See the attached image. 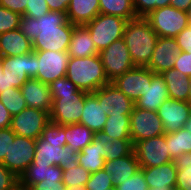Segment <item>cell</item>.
<instances>
[{
	"mask_svg": "<svg viewBox=\"0 0 191 190\" xmlns=\"http://www.w3.org/2000/svg\"><path fill=\"white\" fill-rule=\"evenodd\" d=\"M75 25L67 20L66 13L49 11L36 19L21 16L19 28L32 41L34 51H68Z\"/></svg>",
	"mask_w": 191,
	"mask_h": 190,
	"instance_id": "6da1fadb",
	"label": "cell"
},
{
	"mask_svg": "<svg viewBox=\"0 0 191 190\" xmlns=\"http://www.w3.org/2000/svg\"><path fill=\"white\" fill-rule=\"evenodd\" d=\"M135 66H147L158 39V35L143 17L129 20L123 37Z\"/></svg>",
	"mask_w": 191,
	"mask_h": 190,
	"instance_id": "7a4b0ae2",
	"label": "cell"
},
{
	"mask_svg": "<svg viewBox=\"0 0 191 190\" xmlns=\"http://www.w3.org/2000/svg\"><path fill=\"white\" fill-rule=\"evenodd\" d=\"M66 77L80 90L93 93L109 83L99 54L88 57H70Z\"/></svg>",
	"mask_w": 191,
	"mask_h": 190,
	"instance_id": "3957f363",
	"label": "cell"
},
{
	"mask_svg": "<svg viewBox=\"0 0 191 190\" xmlns=\"http://www.w3.org/2000/svg\"><path fill=\"white\" fill-rule=\"evenodd\" d=\"M127 20L118 16L98 14L85 26L98 52L107 48L114 41L123 37Z\"/></svg>",
	"mask_w": 191,
	"mask_h": 190,
	"instance_id": "277c9868",
	"label": "cell"
},
{
	"mask_svg": "<svg viewBox=\"0 0 191 190\" xmlns=\"http://www.w3.org/2000/svg\"><path fill=\"white\" fill-rule=\"evenodd\" d=\"M144 18L158 37L175 38L189 26L187 13L171 5L153 10Z\"/></svg>",
	"mask_w": 191,
	"mask_h": 190,
	"instance_id": "5b68a950",
	"label": "cell"
},
{
	"mask_svg": "<svg viewBox=\"0 0 191 190\" xmlns=\"http://www.w3.org/2000/svg\"><path fill=\"white\" fill-rule=\"evenodd\" d=\"M79 153L62 144L49 143L41 136L36 140L34 164L53 165L60 169H71L79 165Z\"/></svg>",
	"mask_w": 191,
	"mask_h": 190,
	"instance_id": "8992f818",
	"label": "cell"
},
{
	"mask_svg": "<svg viewBox=\"0 0 191 190\" xmlns=\"http://www.w3.org/2000/svg\"><path fill=\"white\" fill-rule=\"evenodd\" d=\"M87 94L88 92L79 89L71 95H51L50 121L57 125L80 123Z\"/></svg>",
	"mask_w": 191,
	"mask_h": 190,
	"instance_id": "52a82bcc",
	"label": "cell"
},
{
	"mask_svg": "<svg viewBox=\"0 0 191 190\" xmlns=\"http://www.w3.org/2000/svg\"><path fill=\"white\" fill-rule=\"evenodd\" d=\"M3 73H7L8 87L18 89L38 73L37 55L34 50L20 56L2 57Z\"/></svg>",
	"mask_w": 191,
	"mask_h": 190,
	"instance_id": "ba28073f",
	"label": "cell"
},
{
	"mask_svg": "<svg viewBox=\"0 0 191 190\" xmlns=\"http://www.w3.org/2000/svg\"><path fill=\"white\" fill-rule=\"evenodd\" d=\"M109 82L135 67L124 39H118L99 52Z\"/></svg>",
	"mask_w": 191,
	"mask_h": 190,
	"instance_id": "9c48e42d",
	"label": "cell"
},
{
	"mask_svg": "<svg viewBox=\"0 0 191 190\" xmlns=\"http://www.w3.org/2000/svg\"><path fill=\"white\" fill-rule=\"evenodd\" d=\"M133 151L140 167H155L174 161L169 153L166 135L137 141Z\"/></svg>",
	"mask_w": 191,
	"mask_h": 190,
	"instance_id": "30bf717a",
	"label": "cell"
},
{
	"mask_svg": "<svg viewBox=\"0 0 191 190\" xmlns=\"http://www.w3.org/2000/svg\"><path fill=\"white\" fill-rule=\"evenodd\" d=\"M163 134L165 130L157 111L143 110L134 106L130 114V137L133 145L137 141Z\"/></svg>",
	"mask_w": 191,
	"mask_h": 190,
	"instance_id": "8fae6325",
	"label": "cell"
},
{
	"mask_svg": "<svg viewBox=\"0 0 191 190\" xmlns=\"http://www.w3.org/2000/svg\"><path fill=\"white\" fill-rule=\"evenodd\" d=\"M50 112L26 107L20 113L13 115L11 130L17 135L37 140L50 122Z\"/></svg>",
	"mask_w": 191,
	"mask_h": 190,
	"instance_id": "7c38bea8",
	"label": "cell"
},
{
	"mask_svg": "<svg viewBox=\"0 0 191 190\" xmlns=\"http://www.w3.org/2000/svg\"><path fill=\"white\" fill-rule=\"evenodd\" d=\"M37 55L38 73L36 79L50 84L58 78L66 76L70 56L67 51H34Z\"/></svg>",
	"mask_w": 191,
	"mask_h": 190,
	"instance_id": "4fadbf2b",
	"label": "cell"
},
{
	"mask_svg": "<svg viewBox=\"0 0 191 190\" xmlns=\"http://www.w3.org/2000/svg\"><path fill=\"white\" fill-rule=\"evenodd\" d=\"M35 147V139L16 135L1 164L20 178L34 160Z\"/></svg>",
	"mask_w": 191,
	"mask_h": 190,
	"instance_id": "5bb4252c",
	"label": "cell"
},
{
	"mask_svg": "<svg viewBox=\"0 0 191 190\" xmlns=\"http://www.w3.org/2000/svg\"><path fill=\"white\" fill-rule=\"evenodd\" d=\"M155 73L146 66H135L112 81L134 103L143 95L147 85L151 84Z\"/></svg>",
	"mask_w": 191,
	"mask_h": 190,
	"instance_id": "9a60e30c",
	"label": "cell"
},
{
	"mask_svg": "<svg viewBox=\"0 0 191 190\" xmlns=\"http://www.w3.org/2000/svg\"><path fill=\"white\" fill-rule=\"evenodd\" d=\"M162 120L165 133H172L183 128L191 113L188 101L167 99L157 110Z\"/></svg>",
	"mask_w": 191,
	"mask_h": 190,
	"instance_id": "2e32d148",
	"label": "cell"
},
{
	"mask_svg": "<svg viewBox=\"0 0 191 190\" xmlns=\"http://www.w3.org/2000/svg\"><path fill=\"white\" fill-rule=\"evenodd\" d=\"M109 140L113 141V138L103 130L96 132L93 141L79 152V165L90 173L103 169Z\"/></svg>",
	"mask_w": 191,
	"mask_h": 190,
	"instance_id": "e0dca14e",
	"label": "cell"
},
{
	"mask_svg": "<svg viewBox=\"0 0 191 190\" xmlns=\"http://www.w3.org/2000/svg\"><path fill=\"white\" fill-rule=\"evenodd\" d=\"M93 94L98 98L100 105L109 114H131L135 103L121 92L112 82L99 88Z\"/></svg>",
	"mask_w": 191,
	"mask_h": 190,
	"instance_id": "ac0fdd59",
	"label": "cell"
},
{
	"mask_svg": "<svg viewBox=\"0 0 191 190\" xmlns=\"http://www.w3.org/2000/svg\"><path fill=\"white\" fill-rule=\"evenodd\" d=\"M179 53V45L175 38L158 37L152 58L146 67L155 74H161L173 68Z\"/></svg>",
	"mask_w": 191,
	"mask_h": 190,
	"instance_id": "d6986e66",
	"label": "cell"
},
{
	"mask_svg": "<svg viewBox=\"0 0 191 190\" xmlns=\"http://www.w3.org/2000/svg\"><path fill=\"white\" fill-rule=\"evenodd\" d=\"M27 107L50 112L52 96L49 84L36 78H29L20 88Z\"/></svg>",
	"mask_w": 191,
	"mask_h": 190,
	"instance_id": "ffe728a7",
	"label": "cell"
},
{
	"mask_svg": "<svg viewBox=\"0 0 191 190\" xmlns=\"http://www.w3.org/2000/svg\"><path fill=\"white\" fill-rule=\"evenodd\" d=\"M149 189H175L178 161L155 166L140 167Z\"/></svg>",
	"mask_w": 191,
	"mask_h": 190,
	"instance_id": "44dd1931",
	"label": "cell"
},
{
	"mask_svg": "<svg viewBox=\"0 0 191 190\" xmlns=\"http://www.w3.org/2000/svg\"><path fill=\"white\" fill-rule=\"evenodd\" d=\"M170 99L166 83L161 74L152 77L151 84L143 92V95L135 102V106L149 111H157L159 106Z\"/></svg>",
	"mask_w": 191,
	"mask_h": 190,
	"instance_id": "7402d4cb",
	"label": "cell"
},
{
	"mask_svg": "<svg viewBox=\"0 0 191 190\" xmlns=\"http://www.w3.org/2000/svg\"><path fill=\"white\" fill-rule=\"evenodd\" d=\"M103 169L111 176L114 186L122 184L140 169L134 151L129 155L114 160L105 161Z\"/></svg>",
	"mask_w": 191,
	"mask_h": 190,
	"instance_id": "603a6c76",
	"label": "cell"
},
{
	"mask_svg": "<svg viewBox=\"0 0 191 190\" xmlns=\"http://www.w3.org/2000/svg\"><path fill=\"white\" fill-rule=\"evenodd\" d=\"M32 41L20 28L0 34V56H20L32 52Z\"/></svg>",
	"mask_w": 191,
	"mask_h": 190,
	"instance_id": "cb8c5ba5",
	"label": "cell"
},
{
	"mask_svg": "<svg viewBox=\"0 0 191 190\" xmlns=\"http://www.w3.org/2000/svg\"><path fill=\"white\" fill-rule=\"evenodd\" d=\"M108 115L93 93L85 96V104L81 114L80 124L87 126L94 133L102 131Z\"/></svg>",
	"mask_w": 191,
	"mask_h": 190,
	"instance_id": "d4e9b609",
	"label": "cell"
},
{
	"mask_svg": "<svg viewBox=\"0 0 191 190\" xmlns=\"http://www.w3.org/2000/svg\"><path fill=\"white\" fill-rule=\"evenodd\" d=\"M67 52L70 57H88L99 54L85 25H75Z\"/></svg>",
	"mask_w": 191,
	"mask_h": 190,
	"instance_id": "484cf974",
	"label": "cell"
},
{
	"mask_svg": "<svg viewBox=\"0 0 191 190\" xmlns=\"http://www.w3.org/2000/svg\"><path fill=\"white\" fill-rule=\"evenodd\" d=\"M100 14L99 0H71L67 20L74 25H85Z\"/></svg>",
	"mask_w": 191,
	"mask_h": 190,
	"instance_id": "4316f807",
	"label": "cell"
},
{
	"mask_svg": "<svg viewBox=\"0 0 191 190\" xmlns=\"http://www.w3.org/2000/svg\"><path fill=\"white\" fill-rule=\"evenodd\" d=\"M164 78V82L167 86L170 99L188 101L190 93V79L187 76H183L175 68L165 70L161 73Z\"/></svg>",
	"mask_w": 191,
	"mask_h": 190,
	"instance_id": "83f0119b",
	"label": "cell"
},
{
	"mask_svg": "<svg viewBox=\"0 0 191 190\" xmlns=\"http://www.w3.org/2000/svg\"><path fill=\"white\" fill-rule=\"evenodd\" d=\"M170 156L182 161L191 154V133L184 127L172 133H165Z\"/></svg>",
	"mask_w": 191,
	"mask_h": 190,
	"instance_id": "f1b7e54d",
	"label": "cell"
},
{
	"mask_svg": "<svg viewBox=\"0 0 191 190\" xmlns=\"http://www.w3.org/2000/svg\"><path fill=\"white\" fill-rule=\"evenodd\" d=\"M95 138V133L80 123L65 125L66 147L79 153Z\"/></svg>",
	"mask_w": 191,
	"mask_h": 190,
	"instance_id": "f546056e",
	"label": "cell"
},
{
	"mask_svg": "<svg viewBox=\"0 0 191 190\" xmlns=\"http://www.w3.org/2000/svg\"><path fill=\"white\" fill-rule=\"evenodd\" d=\"M103 132L113 140L131 139L130 114H109Z\"/></svg>",
	"mask_w": 191,
	"mask_h": 190,
	"instance_id": "4dcf8cb0",
	"label": "cell"
},
{
	"mask_svg": "<svg viewBox=\"0 0 191 190\" xmlns=\"http://www.w3.org/2000/svg\"><path fill=\"white\" fill-rule=\"evenodd\" d=\"M100 14L118 16L127 21L137 18L133 0H99Z\"/></svg>",
	"mask_w": 191,
	"mask_h": 190,
	"instance_id": "1f68e13d",
	"label": "cell"
},
{
	"mask_svg": "<svg viewBox=\"0 0 191 190\" xmlns=\"http://www.w3.org/2000/svg\"><path fill=\"white\" fill-rule=\"evenodd\" d=\"M56 170L57 168L53 165L34 164L32 162L20 176L19 182L31 188L34 184L51 176Z\"/></svg>",
	"mask_w": 191,
	"mask_h": 190,
	"instance_id": "d6a6232c",
	"label": "cell"
},
{
	"mask_svg": "<svg viewBox=\"0 0 191 190\" xmlns=\"http://www.w3.org/2000/svg\"><path fill=\"white\" fill-rule=\"evenodd\" d=\"M0 101L13 116L24 110L27 105L20 89L11 87L0 93Z\"/></svg>",
	"mask_w": 191,
	"mask_h": 190,
	"instance_id": "836d02e7",
	"label": "cell"
},
{
	"mask_svg": "<svg viewBox=\"0 0 191 190\" xmlns=\"http://www.w3.org/2000/svg\"><path fill=\"white\" fill-rule=\"evenodd\" d=\"M60 172L62 174V182L66 187L74 185L85 186L91 176V173L80 165L71 169H60Z\"/></svg>",
	"mask_w": 191,
	"mask_h": 190,
	"instance_id": "e575fe53",
	"label": "cell"
},
{
	"mask_svg": "<svg viewBox=\"0 0 191 190\" xmlns=\"http://www.w3.org/2000/svg\"><path fill=\"white\" fill-rule=\"evenodd\" d=\"M133 151L131 139H117L107 142L105 161L114 160L129 155Z\"/></svg>",
	"mask_w": 191,
	"mask_h": 190,
	"instance_id": "d590c367",
	"label": "cell"
},
{
	"mask_svg": "<svg viewBox=\"0 0 191 190\" xmlns=\"http://www.w3.org/2000/svg\"><path fill=\"white\" fill-rule=\"evenodd\" d=\"M41 137L49 143L66 146L65 125H57L51 121L44 127Z\"/></svg>",
	"mask_w": 191,
	"mask_h": 190,
	"instance_id": "8d00e7d4",
	"label": "cell"
},
{
	"mask_svg": "<svg viewBox=\"0 0 191 190\" xmlns=\"http://www.w3.org/2000/svg\"><path fill=\"white\" fill-rule=\"evenodd\" d=\"M170 4V0H133L137 17H146L153 10L163 8Z\"/></svg>",
	"mask_w": 191,
	"mask_h": 190,
	"instance_id": "74e56055",
	"label": "cell"
},
{
	"mask_svg": "<svg viewBox=\"0 0 191 190\" xmlns=\"http://www.w3.org/2000/svg\"><path fill=\"white\" fill-rule=\"evenodd\" d=\"M21 15L0 6V34L19 28Z\"/></svg>",
	"mask_w": 191,
	"mask_h": 190,
	"instance_id": "f35d334b",
	"label": "cell"
},
{
	"mask_svg": "<svg viewBox=\"0 0 191 190\" xmlns=\"http://www.w3.org/2000/svg\"><path fill=\"white\" fill-rule=\"evenodd\" d=\"M114 186L111 176H108L104 169L91 173L87 181L86 190H104Z\"/></svg>",
	"mask_w": 191,
	"mask_h": 190,
	"instance_id": "ab89813d",
	"label": "cell"
},
{
	"mask_svg": "<svg viewBox=\"0 0 191 190\" xmlns=\"http://www.w3.org/2000/svg\"><path fill=\"white\" fill-rule=\"evenodd\" d=\"M175 190H191V164L178 161Z\"/></svg>",
	"mask_w": 191,
	"mask_h": 190,
	"instance_id": "60d3db41",
	"label": "cell"
},
{
	"mask_svg": "<svg viewBox=\"0 0 191 190\" xmlns=\"http://www.w3.org/2000/svg\"><path fill=\"white\" fill-rule=\"evenodd\" d=\"M31 190H67L62 182V174L60 170H56L51 176L47 177L39 183L34 184Z\"/></svg>",
	"mask_w": 191,
	"mask_h": 190,
	"instance_id": "b9f144b4",
	"label": "cell"
},
{
	"mask_svg": "<svg viewBox=\"0 0 191 190\" xmlns=\"http://www.w3.org/2000/svg\"><path fill=\"white\" fill-rule=\"evenodd\" d=\"M51 95H71L79 88L66 76L58 78L49 84Z\"/></svg>",
	"mask_w": 191,
	"mask_h": 190,
	"instance_id": "7bdbcfd3",
	"label": "cell"
},
{
	"mask_svg": "<svg viewBox=\"0 0 191 190\" xmlns=\"http://www.w3.org/2000/svg\"><path fill=\"white\" fill-rule=\"evenodd\" d=\"M115 187L117 190H147L148 185L144 178L143 169L140 168L134 175Z\"/></svg>",
	"mask_w": 191,
	"mask_h": 190,
	"instance_id": "ee69618b",
	"label": "cell"
},
{
	"mask_svg": "<svg viewBox=\"0 0 191 190\" xmlns=\"http://www.w3.org/2000/svg\"><path fill=\"white\" fill-rule=\"evenodd\" d=\"M48 4L45 0H27L26 10L23 16L40 18L49 12Z\"/></svg>",
	"mask_w": 191,
	"mask_h": 190,
	"instance_id": "f6af8a7d",
	"label": "cell"
},
{
	"mask_svg": "<svg viewBox=\"0 0 191 190\" xmlns=\"http://www.w3.org/2000/svg\"><path fill=\"white\" fill-rule=\"evenodd\" d=\"M183 76L191 77V52L180 51L174 66Z\"/></svg>",
	"mask_w": 191,
	"mask_h": 190,
	"instance_id": "bcb514c9",
	"label": "cell"
},
{
	"mask_svg": "<svg viewBox=\"0 0 191 190\" xmlns=\"http://www.w3.org/2000/svg\"><path fill=\"white\" fill-rule=\"evenodd\" d=\"M15 136L10 127L0 129V163L3 162L5 155H8L10 143L14 141Z\"/></svg>",
	"mask_w": 191,
	"mask_h": 190,
	"instance_id": "7dc6e473",
	"label": "cell"
},
{
	"mask_svg": "<svg viewBox=\"0 0 191 190\" xmlns=\"http://www.w3.org/2000/svg\"><path fill=\"white\" fill-rule=\"evenodd\" d=\"M19 182L13 172L9 171L3 164L0 163V190H10Z\"/></svg>",
	"mask_w": 191,
	"mask_h": 190,
	"instance_id": "c3c4849f",
	"label": "cell"
},
{
	"mask_svg": "<svg viewBox=\"0 0 191 190\" xmlns=\"http://www.w3.org/2000/svg\"><path fill=\"white\" fill-rule=\"evenodd\" d=\"M175 39L180 51L191 52V25L184 28Z\"/></svg>",
	"mask_w": 191,
	"mask_h": 190,
	"instance_id": "681fc988",
	"label": "cell"
},
{
	"mask_svg": "<svg viewBox=\"0 0 191 190\" xmlns=\"http://www.w3.org/2000/svg\"><path fill=\"white\" fill-rule=\"evenodd\" d=\"M27 0H0V6L7 8L23 16L26 10Z\"/></svg>",
	"mask_w": 191,
	"mask_h": 190,
	"instance_id": "f907efd6",
	"label": "cell"
},
{
	"mask_svg": "<svg viewBox=\"0 0 191 190\" xmlns=\"http://www.w3.org/2000/svg\"><path fill=\"white\" fill-rule=\"evenodd\" d=\"M50 11L67 12L71 0H45Z\"/></svg>",
	"mask_w": 191,
	"mask_h": 190,
	"instance_id": "816d5d0a",
	"label": "cell"
},
{
	"mask_svg": "<svg viewBox=\"0 0 191 190\" xmlns=\"http://www.w3.org/2000/svg\"><path fill=\"white\" fill-rule=\"evenodd\" d=\"M11 119L12 115L0 101V129L10 127Z\"/></svg>",
	"mask_w": 191,
	"mask_h": 190,
	"instance_id": "f5cc1de1",
	"label": "cell"
},
{
	"mask_svg": "<svg viewBox=\"0 0 191 190\" xmlns=\"http://www.w3.org/2000/svg\"><path fill=\"white\" fill-rule=\"evenodd\" d=\"M169 5L186 12L187 9L191 6V0H170Z\"/></svg>",
	"mask_w": 191,
	"mask_h": 190,
	"instance_id": "db71d44e",
	"label": "cell"
},
{
	"mask_svg": "<svg viewBox=\"0 0 191 190\" xmlns=\"http://www.w3.org/2000/svg\"><path fill=\"white\" fill-rule=\"evenodd\" d=\"M7 73H3L2 57L0 56V93L8 89Z\"/></svg>",
	"mask_w": 191,
	"mask_h": 190,
	"instance_id": "11a10c76",
	"label": "cell"
},
{
	"mask_svg": "<svg viewBox=\"0 0 191 190\" xmlns=\"http://www.w3.org/2000/svg\"><path fill=\"white\" fill-rule=\"evenodd\" d=\"M10 190H31L29 187L22 185L20 182H18L12 189Z\"/></svg>",
	"mask_w": 191,
	"mask_h": 190,
	"instance_id": "9f6ffc18",
	"label": "cell"
},
{
	"mask_svg": "<svg viewBox=\"0 0 191 190\" xmlns=\"http://www.w3.org/2000/svg\"><path fill=\"white\" fill-rule=\"evenodd\" d=\"M184 128L186 130L190 131V133H191V113H190L188 120L186 121V123L184 125Z\"/></svg>",
	"mask_w": 191,
	"mask_h": 190,
	"instance_id": "6f0895ef",
	"label": "cell"
},
{
	"mask_svg": "<svg viewBox=\"0 0 191 190\" xmlns=\"http://www.w3.org/2000/svg\"><path fill=\"white\" fill-rule=\"evenodd\" d=\"M67 190H86V187L85 186H70V187H67Z\"/></svg>",
	"mask_w": 191,
	"mask_h": 190,
	"instance_id": "680465c9",
	"label": "cell"
},
{
	"mask_svg": "<svg viewBox=\"0 0 191 190\" xmlns=\"http://www.w3.org/2000/svg\"><path fill=\"white\" fill-rule=\"evenodd\" d=\"M186 13H187L189 25H191V6L187 9Z\"/></svg>",
	"mask_w": 191,
	"mask_h": 190,
	"instance_id": "91938a15",
	"label": "cell"
},
{
	"mask_svg": "<svg viewBox=\"0 0 191 190\" xmlns=\"http://www.w3.org/2000/svg\"><path fill=\"white\" fill-rule=\"evenodd\" d=\"M189 79H190V93L188 96V102L191 104V77H189Z\"/></svg>",
	"mask_w": 191,
	"mask_h": 190,
	"instance_id": "94428289",
	"label": "cell"
},
{
	"mask_svg": "<svg viewBox=\"0 0 191 190\" xmlns=\"http://www.w3.org/2000/svg\"><path fill=\"white\" fill-rule=\"evenodd\" d=\"M188 164H191V154L184 159Z\"/></svg>",
	"mask_w": 191,
	"mask_h": 190,
	"instance_id": "6125c7cd",
	"label": "cell"
},
{
	"mask_svg": "<svg viewBox=\"0 0 191 190\" xmlns=\"http://www.w3.org/2000/svg\"><path fill=\"white\" fill-rule=\"evenodd\" d=\"M104 190H117V189H116L115 186H112V187H110V188H106V189H104Z\"/></svg>",
	"mask_w": 191,
	"mask_h": 190,
	"instance_id": "be15d7a7",
	"label": "cell"
},
{
	"mask_svg": "<svg viewBox=\"0 0 191 190\" xmlns=\"http://www.w3.org/2000/svg\"><path fill=\"white\" fill-rule=\"evenodd\" d=\"M147 190H175V189H147Z\"/></svg>",
	"mask_w": 191,
	"mask_h": 190,
	"instance_id": "e7e4bbea",
	"label": "cell"
}]
</instances>
